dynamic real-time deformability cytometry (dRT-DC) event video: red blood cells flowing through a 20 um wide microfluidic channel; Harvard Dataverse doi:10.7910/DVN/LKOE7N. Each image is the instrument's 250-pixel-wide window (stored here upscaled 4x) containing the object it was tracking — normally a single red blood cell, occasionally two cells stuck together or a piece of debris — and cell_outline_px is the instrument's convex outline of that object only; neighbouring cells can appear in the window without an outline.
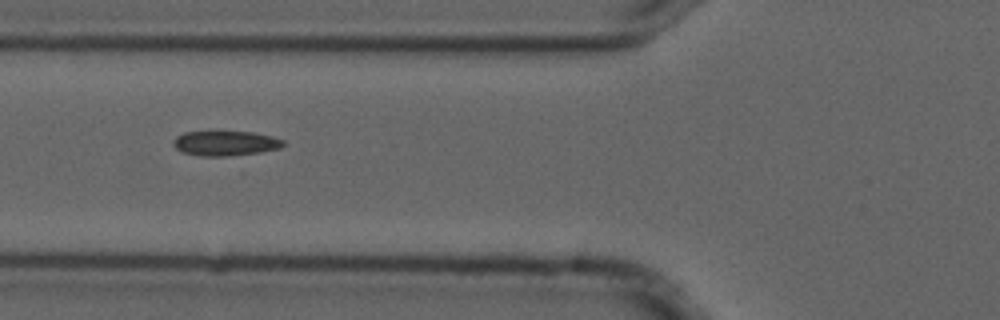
{"species": "common noctule bat (a hibernating species)", "species_latin": "Nyctalus noctula", "temperature_condition": "cold", "stored_images_in_passage": 3, "camera_frame_rate_fps": 3000, "um_per_image_px": 0.085, "animal": {"sex": "male", "forearm_length_mm": 52.5}, "frame": {"image": 1, "passage_image": 2, "time_ms": 0.333, "image_size_px": [1000, 320], "cell_outline_px": [[284, 144], [280, 148], [244, 156], [200, 156], [184, 152], [176, 148], [172, 144], [172, 140], [176, 136], [184, 132], [252, 132], [272, 136], [284, 140]], "centroid_in_image_um": [19.18, 12.19], "position_along_channel_um": 106.6, "area_um2": 16.13}}
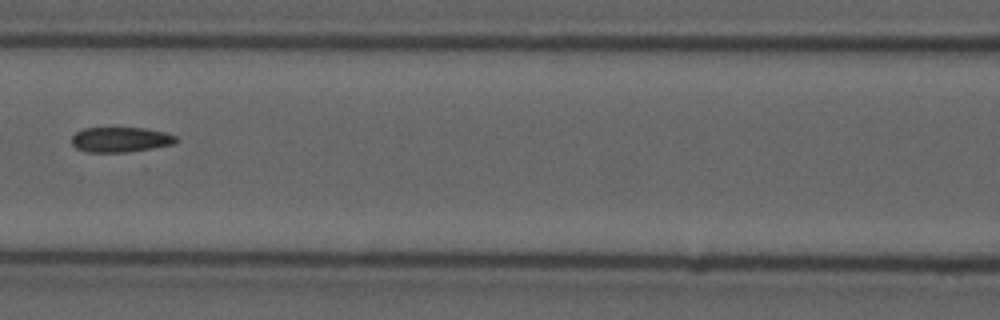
{"frame": {"image": 2, "passage_image": 3, "time_ms": 0.667, "image_size_px": [1000, 320], "cell_outline_px": [[180, 140], [172, 144], [144, 152], [88, 152], [76, 148], [72, 144], [72, 136], [76, 132], [84, 128], [144, 128], [164, 132], [176, 136]], "centroid_in_image_um": [10.3, 11.89], "position_along_channel_um": 156.3, "area_um2": 15.61}}